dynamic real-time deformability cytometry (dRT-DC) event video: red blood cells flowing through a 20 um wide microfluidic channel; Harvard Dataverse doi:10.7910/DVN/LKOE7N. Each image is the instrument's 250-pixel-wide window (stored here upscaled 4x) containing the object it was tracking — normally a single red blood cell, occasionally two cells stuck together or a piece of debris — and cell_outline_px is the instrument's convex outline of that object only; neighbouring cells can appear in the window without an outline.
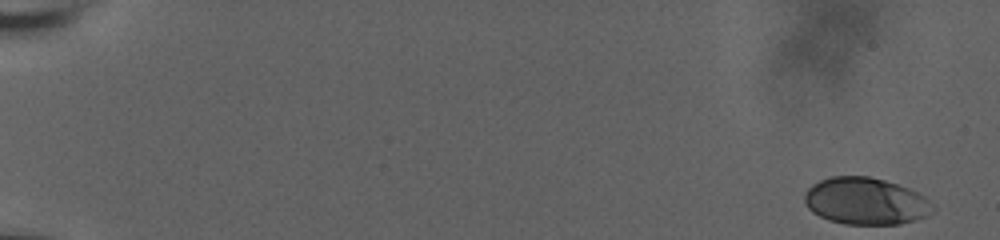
{"species": "human", "species_latin": "Homo sapiens", "temperature_condition": "room temperature", "stored_images_in_passage": 58, "camera_frame_rate_fps": 3000, "um_per_image_px": 0.085, "donor": {"sex": "male"}, "frame": {"image": 1, "passage_image": 1, "time_ms": 0.0, "image_size_px": [1000, 240], "cell_outline_px": [[936, 208], [928, 216], [916, 220], [900, 224], [844, 224], [828, 220], [812, 212], [808, 208], [804, 200], [804, 192], [812, 184], [820, 180], [832, 176], [868, 176], [884, 180], [908, 188], [924, 196]], "centroid_in_image_um": [73.57, 17.1], "position_along_channel_um": 11.4, "area_um2": 35.26}}
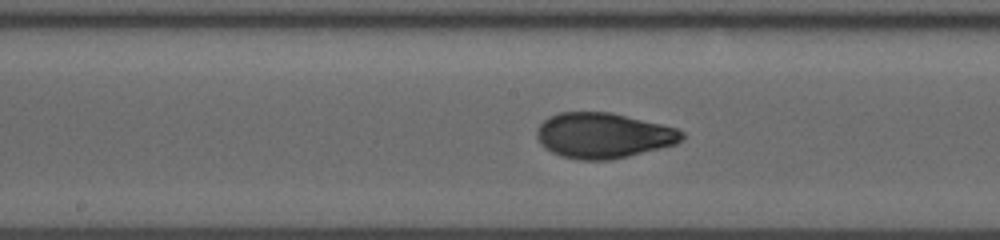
{"frame": {"image": 2, "passage_image": 32, "time_ms": 10.333, "image_size_px": [1000, 240], "cell_outline_px": [[684, 140], [676, 144], [612, 160], [580, 160], [560, 156], [544, 148], [540, 144], [536, 136], [536, 128], [548, 116], [560, 112], [608, 112], [660, 124], [676, 128], [684, 132]], "centroid_in_image_um": [51.25, 11.52], "position_along_channel_um": 197.0, "area_um2": 38.44}}
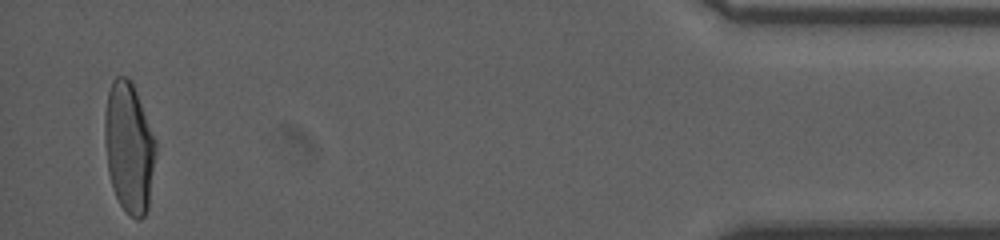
{"frame": {"image": 3, "passage_image": 56, "time_ms": 18.333, "image_size_px": [1000, 240], "cell_outline_px": [[156, 152], [148, 208], [144, 216], [140, 220], [136, 220], [120, 204], [112, 188], [108, 172], [104, 140], [104, 116], [108, 92], [112, 80], [116, 76], [128, 76], [132, 80], [156, 140]], "centroid_in_image_um": [10.96, 12.5], "position_along_channel_um": 424.2, "area_um2": 39.07}, "authors_computed_cell_mechanics": {"area_um2": 37.6567, "velocity_mm_per_s": 3.7289, "shape_relaxation_time_tau1_ms": 6.4604, "shape_relaxation_time_tau2_ms": 0.9334, "deformation_change_tau1": 0.2139, "deformation_change_tau2": 0.0562}}